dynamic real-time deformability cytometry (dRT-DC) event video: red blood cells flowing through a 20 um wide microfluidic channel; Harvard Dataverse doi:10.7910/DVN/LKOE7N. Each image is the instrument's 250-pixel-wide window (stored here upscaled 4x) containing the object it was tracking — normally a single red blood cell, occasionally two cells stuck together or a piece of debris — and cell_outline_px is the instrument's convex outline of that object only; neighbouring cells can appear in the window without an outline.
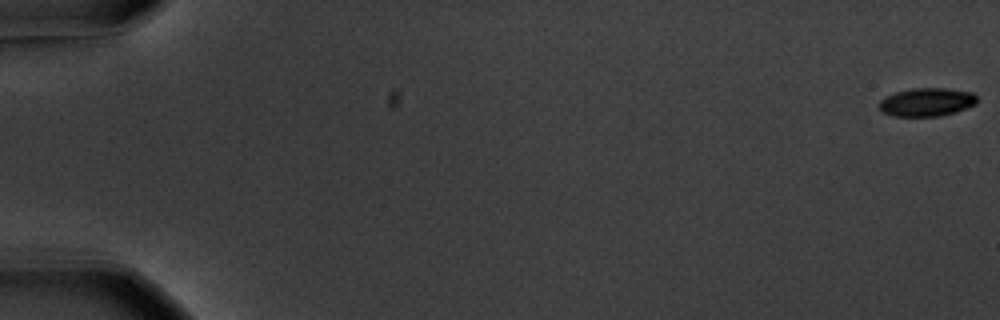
{"species": "common noctule bat (a hibernating species)", "species_latin": "Nyctalus noctula", "temperature_condition": "warm", "stored_images_in_passage": 58, "camera_frame_rate_fps": 3000, "um_per_image_px": 0.085, "animal": {"sex": "male", "body_mass_g": 20.1, "forearm_length_mm": 53.5}, "frame": {"image": 1, "passage_image": 1, "time_ms": 0.0, "image_size_px": [1000, 320], "cell_outline_px": [[976, 104], [940, 116], [892, 116], [884, 112], [880, 108], [880, 100], [884, 96], [896, 92], [912, 88], [948, 88], [972, 92], [976, 96]], "centroid_in_image_um": [78.75, 8.66], "position_along_channel_um": 6.2, "area_um2": 16.01}}
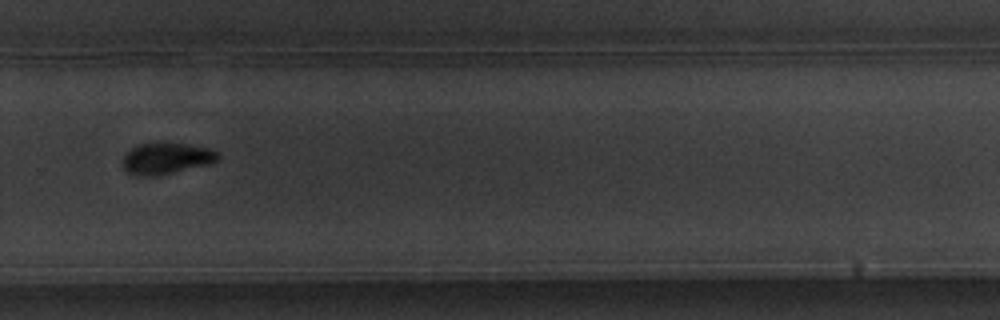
{"frame": {"image": 2, "passage_image": 41, "time_ms": 13.333, "image_size_px": [1000, 320], "cell_outline_px": [[220, 156], [216, 160], [208, 164], [156, 176], [132, 176], [124, 172], [124, 156], [132, 148], [140, 144], [184, 144], [212, 148], [220, 152]], "centroid_in_image_um": [14.14, 13.49], "position_along_channel_um": 315.7, "area_um2": 17.17}}
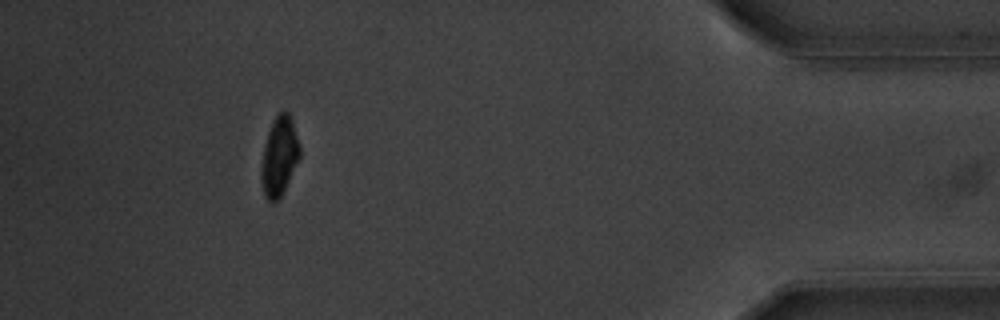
{"frame": {"image": 3, "passage_image": 53, "time_ms": 17.333, "image_size_px": [1000, 320], "cell_outline_px": [[300, 156], [284, 192], [272, 204], [264, 196], [260, 180], [260, 168], [264, 144], [272, 120], [280, 112], [288, 112], [292, 120], [300, 148]], "centroid_in_image_um": [23.71, 13.32], "position_along_channel_um": 411.5, "area_um2": 17.86}, "authors_computed_cell_mechanics": {"area_um2": 17.6868, "velocity_mm_per_s": 3.6417, "shape_relaxation_time_tau1_ms": 2.6668, "shape_relaxation_time_tau2_ms": 3.1887, "deformation_change_tau1": 0.1281, "deformation_change_tau2": 0.072}}